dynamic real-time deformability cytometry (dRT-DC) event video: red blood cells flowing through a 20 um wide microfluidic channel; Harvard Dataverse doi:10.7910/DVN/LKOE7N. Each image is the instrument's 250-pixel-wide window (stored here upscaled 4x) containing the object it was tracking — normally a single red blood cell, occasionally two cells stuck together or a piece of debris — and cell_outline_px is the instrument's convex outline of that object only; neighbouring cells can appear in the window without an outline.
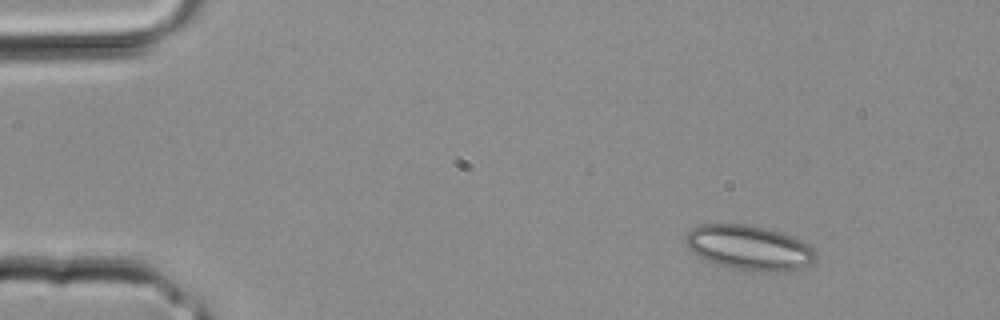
{"species": "common noctule bat (a hibernating species)", "species_latin": "Nyctalus noctula", "temperature_condition": "room temperature", "stored_images_in_passage": 30, "camera_frame_rate_fps": 3000, "um_per_image_px": 0.085, "animal": {"sex": "male", "body_mass_g": 20.4}, "frame": {"image": 1, "passage_image": 1, "time_ms": 0.0, "image_size_px": [1000, 320], "cell_outline_px": [[816, 260], [812, 264], [804, 268], [784, 272], [760, 272], [732, 268], [716, 264], [692, 252], [688, 248], [684, 240], [684, 236], [692, 228], [700, 224], [748, 224], [780, 232], [792, 236], [800, 240], [812, 248], [816, 252]], "centroid_in_image_um": [63.7, 21.07], "position_along_channel_um": 21.3, "area_um2": 34.22}}
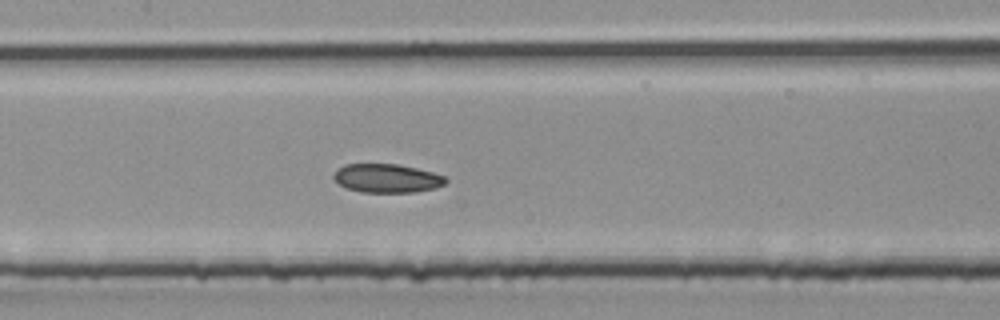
{"frame": {"image": 2, "passage_image": 13, "time_ms": 4.0, "image_size_px": [1000, 320], "cell_outline_px": [[448, 180], [444, 184], [436, 188], [416, 192], [360, 192], [348, 188], [340, 184], [332, 176], [336, 168], [344, 164], [396, 164], [416, 168], [432, 172], [444, 176]], "centroid_in_image_um": [32.88, 15.15], "position_along_channel_um": 174.5, "area_um2": 18.73}}
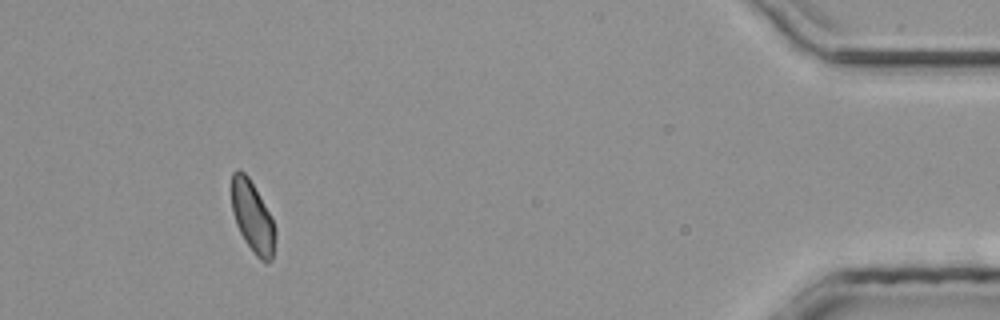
{"frame": {"image": 3, "passage_image": 28, "time_ms": 9.0, "image_size_px": [1000, 320], "cell_outline_px": [[276, 236], [272, 260], [260, 260], [252, 252], [244, 240], [236, 224], [232, 212], [232, 172], [236, 168], [240, 168], [248, 176], [264, 204], [276, 228]], "centroid_in_image_um": [21.45, 18.43], "position_along_channel_um": 413.7, "area_um2": 18.03}}